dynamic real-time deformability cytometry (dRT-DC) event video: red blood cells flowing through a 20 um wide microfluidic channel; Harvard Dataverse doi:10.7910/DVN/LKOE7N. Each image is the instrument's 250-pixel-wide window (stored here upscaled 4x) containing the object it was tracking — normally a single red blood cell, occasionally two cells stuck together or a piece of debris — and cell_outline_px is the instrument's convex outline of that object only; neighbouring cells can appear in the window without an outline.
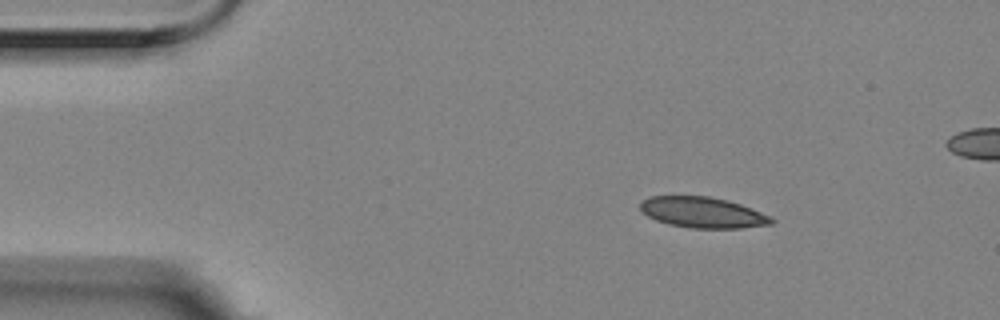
{"species": "Egyptian fruit bat (a non-hibernating species)", "species_latin": "Rousettus aegyptiacus", "temperature_condition": "room temperature", "stored_images_in_passage": 4, "camera_frame_rate_fps": 3000, "um_per_image_px": 0.085, "animal": {"sex": "female"}, "frame": {"image": 1, "passage_image": 1, "time_ms": 0.0, "image_size_px": [1000, 320], "cell_outline_px": [[776, 220], [772, 224], [740, 228], [692, 228], [668, 224], [656, 220], [640, 212], [640, 204], [644, 200], [652, 196], [708, 196], [728, 200], [752, 208], [772, 216]], "centroid_in_image_um": [59.76, 18.06], "position_along_channel_um": 25.2, "area_um2": 23.64}}